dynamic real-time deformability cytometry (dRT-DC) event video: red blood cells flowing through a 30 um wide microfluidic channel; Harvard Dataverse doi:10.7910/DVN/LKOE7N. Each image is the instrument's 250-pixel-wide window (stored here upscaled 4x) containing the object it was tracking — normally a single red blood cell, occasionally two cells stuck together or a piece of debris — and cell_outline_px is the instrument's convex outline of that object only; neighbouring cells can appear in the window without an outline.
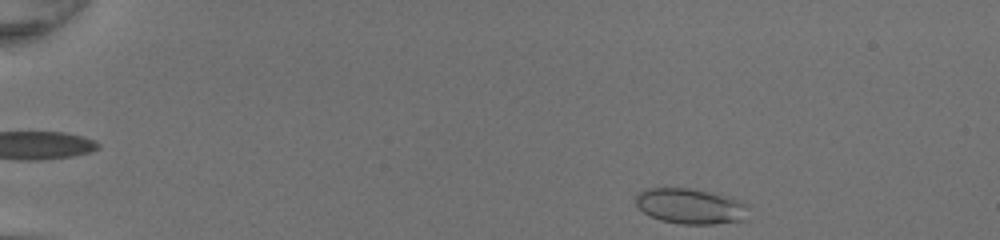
{"species": "common noctule bat (a hibernating species)", "species_latin": "Nyctalus noctula", "temperature_condition": "room temperature", "stored_images_in_passage": 43, "camera_frame_rate_fps": 3000, "um_per_image_px": 0.085, "animal": {"sex": "female", "body_mass_g": 20.0, "forearm_length_mm": 54.0}, "frame": {"image": 1, "passage_image": 1, "time_ms": 0.0, "image_size_px": [1000, 240], "cell_outline_px": [[748, 220], [712, 224], [684, 224], [660, 220], [648, 216], [636, 204], [636, 196], [640, 192], [648, 188], [688, 188], [728, 196], [740, 200], [748, 204]], "centroid_in_image_um": [58.74, 17.54], "position_along_channel_um": 26.3, "area_um2": 23.41}}
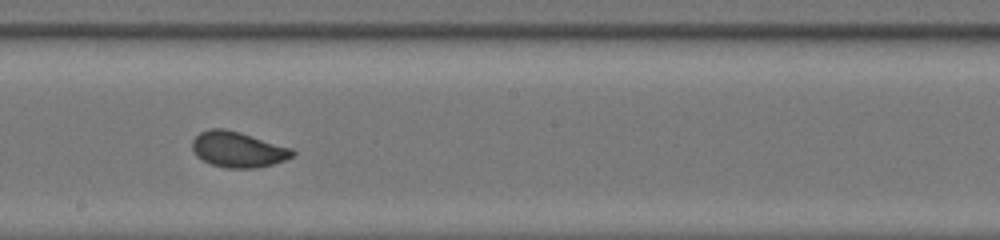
{"frame": {"image": 2, "passage_image": 23, "time_ms": 7.333, "image_size_px": [1000, 240], "cell_outline_px": [[296, 152], [292, 156], [284, 160], [272, 164], [256, 168], [228, 168], [208, 164], [196, 156], [192, 148], [192, 140], [200, 132], [208, 128], [224, 128], [240, 132], [292, 148]], "centroid_in_image_um": [20.19, 12.7], "position_along_channel_um": 228.0, "area_um2": 20.92}}
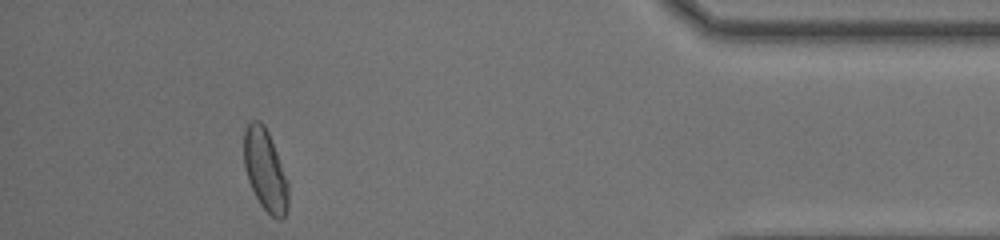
{"frame": {"image": 3, "passage_image": 39, "time_ms": 12.667, "image_size_px": [1000, 240], "cell_outline_px": [[288, 212], [280, 220], [272, 216], [260, 204], [248, 180], [244, 168], [244, 128], [248, 120], [260, 120], [264, 124], [268, 132], [288, 180]], "centroid_in_image_um": [22.54, 14.43], "position_along_channel_um": 412.7, "area_um2": 21.21}, "authors_computed_cell_mechanics": {"area_um2": 21.0392, "velocity_mm_per_s": 4.2704, "shape_relaxation_time_tau1_ms": 4.5944, "shape_relaxation_time_tau2_ms": null, "deformation_change_tau1": 0.1272, "deformation_change_tau2": null}}